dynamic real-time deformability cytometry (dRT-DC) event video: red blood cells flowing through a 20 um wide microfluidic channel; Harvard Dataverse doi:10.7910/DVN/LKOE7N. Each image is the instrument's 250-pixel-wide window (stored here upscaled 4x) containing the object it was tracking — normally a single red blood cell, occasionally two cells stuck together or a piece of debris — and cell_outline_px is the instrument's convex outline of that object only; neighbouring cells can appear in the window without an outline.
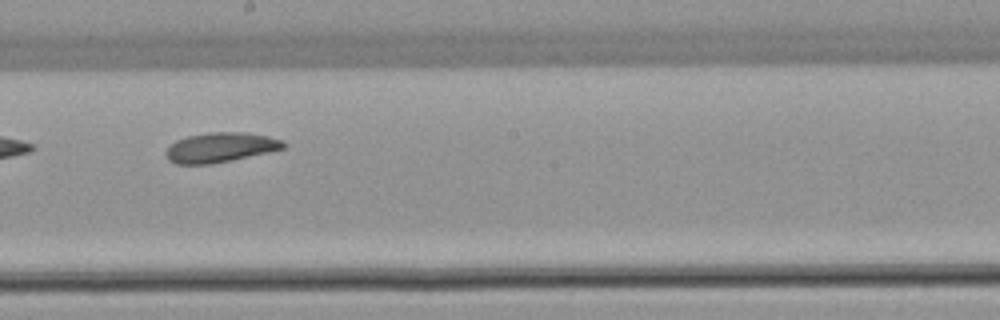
{"species": "common noctule bat (a hibernating species)", "species_latin": "Nyctalus noctula", "temperature_condition": "warm", "stored_images_in_passage": 8, "camera_frame_rate_fps": 3000, "um_per_image_px": 0.085, "animal": {"sex": "female", "body_mass_g": 22.7, "forearm_length_mm": 54.2}, "frame": {"image": 1, "passage_image": 7, "time_ms": 7.0, "image_size_px": [1000, 320], "cell_outline_px": [[288, 144], [284, 148], [268, 152], [232, 160], [212, 164], [176, 164], [168, 160], [164, 152], [176, 140], [188, 136], [208, 132], [244, 132], [268, 136], [284, 140]], "centroid_in_image_um": [18.75, 12.53], "position_along_channel_um": 229.5, "area_um2": 20.46}}